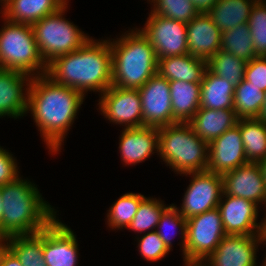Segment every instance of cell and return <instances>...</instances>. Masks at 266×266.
I'll return each instance as SVG.
<instances>
[{"label":"cell","mask_w":266,"mask_h":266,"mask_svg":"<svg viewBox=\"0 0 266 266\" xmlns=\"http://www.w3.org/2000/svg\"><path fill=\"white\" fill-rule=\"evenodd\" d=\"M259 237H260V244H265L266 245V229H261L260 233H259ZM264 261L262 262L263 265H266V253H265V257H264Z\"/></svg>","instance_id":"cell-43"},{"label":"cell","mask_w":266,"mask_h":266,"mask_svg":"<svg viewBox=\"0 0 266 266\" xmlns=\"http://www.w3.org/2000/svg\"><path fill=\"white\" fill-rule=\"evenodd\" d=\"M221 50L245 61L256 57L248 23L222 32Z\"/></svg>","instance_id":"cell-31"},{"label":"cell","mask_w":266,"mask_h":266,"mask_svg":"<svg viewBox=\"0 0 266 266\" xmlns=\"http://www.w3.org/2000/svg\"><path fill=\"white\" fill-rule=\"evenodd\" d=\"M247 61L219 50L207 61V69L237 86L244 80Z\"/></svg>","instance_id":"cell-30"},{"label":"cell","mask_w":266,"mask_h":266,"mask_svg":"<svg viewBox=\"0 0 266 266\" xmlns=\"http://www.w3.org/2000/svg\"><path fill=\"white\" fill-rule=\"evenodd\" d=\"M18 169L13 154L0 146V187L15 181L19 177Z\"/></svg>","instance_id":"cell-39"},{"label":"cell","mask_w":266,"mask_h":266,"mask_svg":"<svg viewBox=\"0 0 266 266\" xmlns=\"http://www.w3.org/2000/svg\"><path fill=\"white\" fill-rule=\"evenodd\" d=\"M257 0H218L207 12L221 32L248 23Z\"/></svg>","instance_id":"cell-26"},{"label":"cell","mask_w":266,"mask_h":266,"mask_svg":"<svg viewBox=\"0 0 266 266\" xmlns=\"http://www.w3.org/2000/svg\"><path fill=\"white\" fill-rule=\"evenodd\" d=\"M84 99L78 90L57 84L46 74L31 78L27 113L31 112L51 154L61 150Z\"/></svg>","instance_id":"cell-1"},{"label":"cell","mask_w":266,"mask_h":266,"mask_svg":"<svg viewBox=\"0 0 266 266\" xmlns=\"http://www.w3.org/2000/svg\"><path fill=\"white\" fill-rule=\"evenodd\" d=\"M143 126L162 127L176 124L173 119L169 81L158 73L140 89Z\"/></svg>","instance_id":"cell-12"},{"label":"cell","mask_w":266,"mask_h":266,"mask_svg":"<svg viewBox=\"0 0 266 266\" xmlns=\"http://www.w3.org/2000/svg\"><path fill=\"white\" fill-rule=\"evenodd\" d=\"M68 0H5L2 5L3 19L13 23L33 25L38 20L57 12Z\"/></svg>","instance_id":"cell-21"},{"label":"cell","mask_w":266,"mask_h":266,"mask_svg":"<svg viewBox=\"0 0 266 266\" xmlns=\"http://www.w3.org/2000/svg\"><path fill=\"white\" fill-rule=\"evenodd\" d=\"M101 115L114 124L125 128L143 126L142 105L139 90L110 86L100 95Z\"/></svg>","instance_id":"cell-11"},{"label":"cell","mask_w":266,"mask_h":266,"mask_svg":"<svg viewBox=\"0 0 266 266\" xmlns=\"http://www.w3.org/2000/svg\"><path fill=\"white\" fill-rule=\"evenodd\" d=\"M2 199L1 242L15 235L35 234L57 216L44 200L37 185L20 176L0 187Z\"/></svg>","instance_id":"cell-3"},{"label":"cell","mask_w":266,"mask_h":266,"mask_svg":"<svg viewBox=\"0 0 266 266\" xmlns=\"http://www.w3.org/2000/svg\"><path fill=\"white\" fill-rule=\"evenodd\" d=\"M238 121L234 109L199 108L188 124L198 137L210 144L226 130L236 126Z\"/></svg>","instance_id":"cell-22"},{"label":"cell","mask_w":266,"mask_h":266,"mask_svg":"<svg viewBox=\"0 0 266 266\" xmlns=\"http://www.w3.org/2000/svg\"><path fill=\"white\" fill-rule=\"evenodd\" d=\"M266 211V210H265ZM261 229H266V214H265V218H264V222H263V226Z\"/></svg>","instance_id":"cell-47"},{"label":"cell","mask_w":266,"mask_h":266,"mask_svg":"<svg viewBox=\"0 0 266 266\" xmlns=\"http://www.w3.org/2000/svg\"><path fill=\"white\" fill-rule=\"evenodd\" d=\"M141 33L152 44L158 59L188 54L187 24L150 12Z\"/></svg>","instance_id":"cell-9"},{"label":"cell","mask_w":266,"mask_h":266,"mask_svg":"<svg viewBox=\"0 0 266 266\" xmlns=\"http://www.w3.org/2000/svg\"><path fill=\"white\" fill-rule=\"evenodd\" d=\"M207 61L185 54L158 59L157 73L168 81L201 83Z\"/></svg>","instance_id":"cell-23"},{"label":"cell","mask_w":266,"mask_h":266,"mask_svg":"<svg viewBox=\"0 0 266 266\" xmlns=\"http://www.w3.org/2000/svg\"><path fill=\"white\" fill-rule=\"evenodd\" d=\"M0 29V68L24 73L31 78L47 73L34 38L32 26L3 19Z\"/></svg>","instance_id":"cell-6"},{"label":"cell","mask_w":266,"mask_h":266,"mask_svg":"<svg viewBox=\"0 0 266 266\" xmlns=\"http://www.w3.org/2000/svg\"><path fill=\"white\" fill-rule=\"evenodd\" d=\"M30 81L24 73L0 68V118L19 119L27 114Z\"/></svg>","instance_id":"cell-18"},{"label":"cell","mask_w":266,"mask_h":266,"mask_svg":"<svg viewBox=\"0 0 266 266\" xmlns=\"http://www.w3.org/2000/svg\"><path fill=\"white\" fill-rule=\"evenodd\" d=\"M186 227H187V219H185L178 211L177 206L175 204H170L161 214L159 223L156 226L155 231L158 233L160 238L163 240L164 244L168 247L171 251L172 249V236L168 230H172L171 233L177 231L179 235H181V244L182 247V255L184 261V248H185V241H186ZM168 228V229H167ZM166 229V230H165ZM176 233V232H175ZM173 233V234H175ZM170 235V236H169ZM175 236V235H174Z\"/></svg>","instance_id":"cell-34"},{"label":"cell","mask_w":266,"mask_h":266,"mask_svg":"<svg viewBox=\"0 0 266 266\" xmlns=\"http://www.w3.org/2000/svg\"><path fill=\"white\" fill-rule=\"evenodd\" d=\"M264 98V91L244 79L235 86L233 109L239 119L257 118Z\"/></svg>","instance_id":"cell-29"},{"label":"cell","mask_w":266,"mask_h":266,"mask_svg":"<svg viewBox=\"0 0 266 266\" xmlns=\"http://www.w3.org/2000/svg\"><path fill=\"white\" fill-rule=\"evenodd\" d=\"M2 213H3V207H2V199L0 195V242H1V220H2Z\"/></svg>","instance_id":"cell-46"},{"label":"cell","mask_w":266,"mask_h":266,"mask_svg":"<svg viewBox=\"0 0 266 266\" xmlns=\"http://www.w3.org/2000/svg\"><path fill=\"white\" fill-rule=\"evenodd\" d=\"M244 79L266 91V57L256 56L247 62Z\"/></svg>","instance_id":"cell-38"},{"label":"cell","mask_w":266,"mask_h":266,"mask_svg":"<svg viewBox=\"0 0 266 266\" xmlns=\"http://www.w3.org/2000/svg\"><path fill=\"white\" fill-rule=\"evenodd\" d=\"M223 193L266 207V185L258 163L249 162L222 175Z\"/></svg>","instance_id":"cell-17"},{"label":"cell","mask_w":266,"mask_h":266,"mask_svg":"<svg viewBox=\"0 0 266 266\" xmlns=\"http://www.w3.org/2000/svg\"><path fill=\"white\" fill-rule=\"evenodd\" d=\"M263 4L266 5V0H260Z\"/></svg>","instance_id":"cell-48"},{"label":"cell","mask_w":266,"mask_h":266,"mask_svg":"<svg viewBox=\"0 0 266 266\" xmlns=\"http://www.w3.org/2000/svg\"><path fill=\"white\" fill-rule=\"evenodd\" d=\"M234 91V85L206 69L201 81L200 108L233 109Z\"/></svg>","instance_id":"cell-25"},{"label":"cell","mask_w":266,"mask_h":266,"mask_svg":"<svg viewBox=\"0 0 266 266\" xmlns=\"http://www.w3.org/2000/svg\"><path fill=\"white\" fill-rule=\"evenodd\" d=\"M168 206L161 199L145 197L139 204L137 213L126 229H131L135 233L138 232L140 234L142 232L146 233V231H155L161 214Z\"/></svg>","instance_id":"cell-33"},{"label":"cell","mask_w":266,"mask_h":266,"mask_svg":"<svg viewBox=\"0 0 266 266\" xmlns=\"http://www.w3.org/2000/svg\"><path fill=\"white\" fill-rule=\"evenodd\" d=\"M259 246V235H226L203 263L205 266H258Z\"/></svg>","instance_id":"cell-15"},{"label":"cell","mask_w":266,"mask_h":266,"mask_svg":"<svg viewBox=\"0 0 266 266\" xmlns=\"http://www.w3.org/2000/svg\"><path fill=\"white\" fill-rule=\"evenodd\" d=\"M266 185V158L258 162Z\"/></svg>","instance_id":"cell-44"},{"label":"cell","mask_w":266,"mask_h":266,"mask_svg":"<svg viewBox=\"0 0 266 266\" xmlns=\"http://www.w3.org/2000/svg\"><path fill=\"white\" fill-rule=\"evenodd\" d=\"M145 198L141 193H125L108 209L107 225L112 229H126Z\"/></svg>","instance_id":"cell-32"},{"label":"cell","mask_w":266,"mask_h":266,"mask_svg":"<svg viewBox=\"0 0 266 266\" xmlns=\"http://www.w3.org/2000/svg\"><path fill=\"white\" fill-rule=\"evenodd\" d=\"M158 155L177 174L207 171L209 144L188 123L158 128Z\"/></svg>","instance_id":"cell-5"},{"label":"cell","mask_w":266,"mask_h":266,"mask_svg":"<svg viewBox=\"0 0 266 266\" xmlns=\"http://www.w3.org/2000/svg\"><path fill=\"white\" fill-rule=\"evenodd\" d=\"M248 26L256 56L266 57V5L260 0L252 7Z\"/></svg>","instance_id":"cell-36"},{"label":"cell","mask_w":266,"mask_h":266,"mask_svg":"<svg viewBox=\"0 0 266 266\" xmlns=\"http://www.w3.org/2000/svg\"><path fill=\"white\" fill-rule=\"evenodd\" d=\"M76 235L56 217L42 230V251L47 266H76L79 247Z\"/></svg>","instance_id":"cell-13"},{"label":"cell","mask_w":266,"mask_h":266,"mask_svg":"<svg viewBox=\"0 0 266 266\" xmlns=\"http://www.w3.org/2000/svg\"><path fill=\"white\" fill-rule=\"evenodd\" d=\"M225 236L218 208L188 218L184 262H203Z\"/></svg>","instance_id":"cell-8"},{"label":"cell","mask_w":266,"mask_h":266,"mask_svg":"<svg viewBox=\"0 0 266 266\" xmlns=\"http://www.w3.org/2000/svg\"><path fill=\"white\" fill-rule=\"evenodd\" d=\"M173 119L188 123L200 108L201 83L169 81Z\"/></svg>","instance_id":"cell-24"},{"label":"cell","mask_w":266,"mask_h":266,"mask_svg":"<svg viewBox=\"0 0 266 266\" xmlns=\"http://www.w3.org/2000/svg\"><path fill=\"white\" fill-rule=\"evenodd\" d=\"M137 241L140 255L146 261L157 262L170 252L156 231L143 233Z\"/></svg>","instance_id":"cell-37"},{"label":"cell","mask_w":266,"mask_h":266,"mask_svg":"<svg viewBox=\"0 0 266 266\" xmlns=\"http://www.w3.org/2000/svg\"><path fill=\"white\" fill-rule=\"evenodd\" d=\"M0 266H23L16 255L0 242Z\"/></svg>","instance_id":"cell-40"},{"label":"cell","mask_w":266,"mask_h":266,"mask_svg":"<svg viewBox=\"0 0 266 266\" xmlns=\"http://www.w3.org/2000/svg\"><path fill=\"white\" fill-rule=\"evenodd\" d=\"M217 208L226 235H259L264 219L257 223L259 206L254 202L222 193Z\"/></svg>","instance_id":"cell-14"},{"label":"cell","mask_w":266,"mask_h":266,"mask_svg":"<svg viewBox=\"0 0 266 266\" xmlns=\"http://www.w3.org/2000/svg\"><path fill=\"white\" fill-rule=\"evenodd\" d=\"M199 13H207L218 0H191Z\"/></svg>","instance_id":"cell-41"},{"label":"cell","mask_w":266,"mask_h":266,"mask_svg":"<svg viewBox=\"0 0 266 266\" xmlns=\"http://www.w3.org/2000/svg\"><path fill=\"white\" fill-rule=\"evenodd\" d=\"M247 163L249 162L237 125L226 130L209 144L207 171L223 175Z\"/></svg>","instance_id":"cell-16"},{"label":"cell","mask_w":266,"mask_h":266,"mask_svg":"<svg viewBox=\"0 0 266 266\" xmlns=\"http://www.w3.org/2000/svg\"><path fill=\"white\" fill-rule=\"evenodd\" d=\"M23 266H47L42 251V231L10 236L2 241Z\"/></svg>","instance_id":"cell-28"},{"label":"cell","mask_w":266,"mask_h":266,"mask_svg":"<svg viewBox=\"0 0 266 266\" xmlns=\"http://www.w3.org/2000/svg\"><path fill=\"white\" fill-rule=\"evenodd\" d=\"M113 40V41H112ZM112 86L139 90L157 73L158 58L150 41L138 28L109 39Z\"/></svg>","instance_id":"cell-4"},{"label":"cell","mask_w":266,"mask_h":266,"mask_svg":"<svg viewBox=\"0 0 266 266\" xmlns=\"http://www.w3.org/2000/svg\"><path fill=\"white\" fill-rule=\"evenodd\" d=\"M184 266H205L203 262H184Z\"/></svg>","instance_id":"cell-45"},{"label":"cell","mask_w":266,"mask_h":266,"mask_svg":"<svg viewBox=\"0 0 266 266\" xmlns=\"http://www.w3.org/2000/svg\"><path fill=\"white\" fill-rule=\"evenodd\" d=\"M54 82L81 92L103 94L112 85V53L108 40L90 38L76 51L56 57L47 65Z\"/></svg>","instance_id":"cell-2"},{"label":"cell","mask_w":266,"mask_h":266,"mask_svg":"<svg viewBox=\"0 0 266 266\" xmlns=\"http://www.w3.org/2000/svg\"><path fill=\"white\" fill-rule=\"evenodd\" d=\"M222 32L207 13H199L187 23L188 53L208 61L221 49Z\"/></svg>","instance_id":"cell-20"},{"label":"cell","mask_w":266,"mask_h":266,"mask_svg":"<svg viewBox=\"0 0 266 266\" xmlns=\"http://www.w3.org/2000/svg\"><path fill=\"white\" fill-rule=\"evenodd\" d=\"M151 4L152 13L186 24L199 14L191 0H153Z\"/></svg>","instance_id":"cell-35"},{"label":"cell","mask_w":266,"mask_h":266,"mask_svg":"<svg viewBox=\"0 0 266 266\" xmlns=\"http://www.w3.org/2000/svg\"><path fill=\"white\" fill-rule=\"evenodd\" d=\"M257 119L266 123V91H265L264 102H263L261 111H260L259 115L257 116Z\"/></svg>","instance_id":"cell-42"},{"label":"cell","mask_w":266,"mask_h":266,"mask_svg":"<svg viewBox=\"0 0 266 266\" xmlns=\"http://www.w3.org/2000/svg\"><path fill=\"white\" fill-rule=\"evenodd\" d=\"M242 142L248 162L258 163L266 158V123L257 118L239 119Z\"/></svg>","instance_id":"cell-27"},{"label":"cell","mask_w":266,"mask_h":266,"mask_svg":"<svg viewBox=\"0 0 266 266\" xmlns=\"http://www.w3.org/2000/svg\"><path fill=\"white\" fill-rule=\"evenodd\" d=\"M120 135L118 148L121 161L125 166H135L137 163L147 160L152 154H158L157 127L123 128Z\"/></svg>","instance_id":"cell-19"},{"label":"cell","mask_w":266,"mask_h":266,"mask_svg":"<svg viewBox=\"0 0 266 266\" xmlns=\"http://www.w3.org/2000/svg\"><path fill=\"white\" fill-rule=\"evenodd\" d=\"M192 179L183 196L179 213L188 219L218 207L223 193L222 175L209 171L187 173Z\"/></svg>","instance_id":"cell-10"},{"label":"cell","mask_w":266,"mask_h":266,"mask_svg":"<svg viewBox=\"0 0 266 266\" xmlns=\"http://www.w3.org/2000/svg\"><path fill=\"white\" fill-rule=\"evenodd\" d=\"M67 8L66 3L57 12L31 25L37 48L46 65L56 57L76 51L92 38L66 20L64 14Z\"/></svg>","instance_id":"cell-7"}]
</instances>
